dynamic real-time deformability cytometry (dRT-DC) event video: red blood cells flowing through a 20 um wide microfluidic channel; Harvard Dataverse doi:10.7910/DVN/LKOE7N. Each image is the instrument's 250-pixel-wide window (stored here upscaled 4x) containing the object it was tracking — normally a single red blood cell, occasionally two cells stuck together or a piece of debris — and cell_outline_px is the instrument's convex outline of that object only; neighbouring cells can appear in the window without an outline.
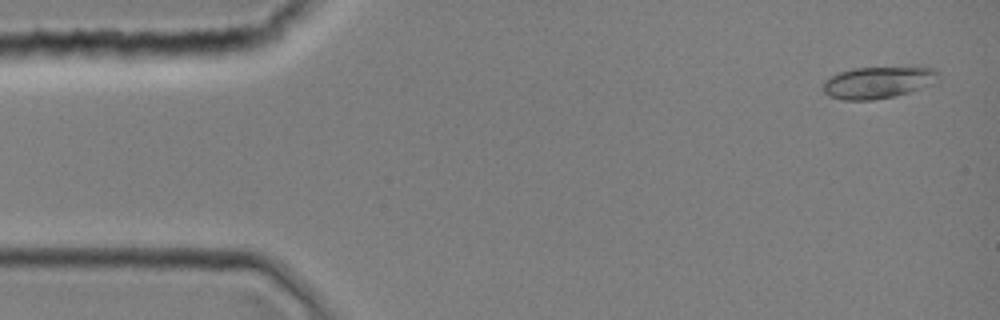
{"species": "common noctule bat (a hibernating species)", "species_latin": "Nyctalus noctula", "temperature_condition": "room temperature", "stored_images_in_passage": 7, "camera_frame_rate_fps": 3000, "um_per_image_px": 0.085, "animal": {"sex": "female", "body_mass_g": 19.0, "forearm_length_mm": 51.5}, "frame": {"image": 1, "passage_image": 2, "time_ms": 0.333, "image_size_px": [1000, 320], "cell_outline_px": [[940, 76], [932, 84], [908, 92], [892, 96], [872, 100], [844, 100], [828, 96], [824, 92], [824, 80], [828, 76], [852, 68], [916, 64], [936, 68], [940, 72]], "centroid_in_image_um": [74.71, 6.94], "position_along_channel_um": 10.3, "area_um2": 22.37}}